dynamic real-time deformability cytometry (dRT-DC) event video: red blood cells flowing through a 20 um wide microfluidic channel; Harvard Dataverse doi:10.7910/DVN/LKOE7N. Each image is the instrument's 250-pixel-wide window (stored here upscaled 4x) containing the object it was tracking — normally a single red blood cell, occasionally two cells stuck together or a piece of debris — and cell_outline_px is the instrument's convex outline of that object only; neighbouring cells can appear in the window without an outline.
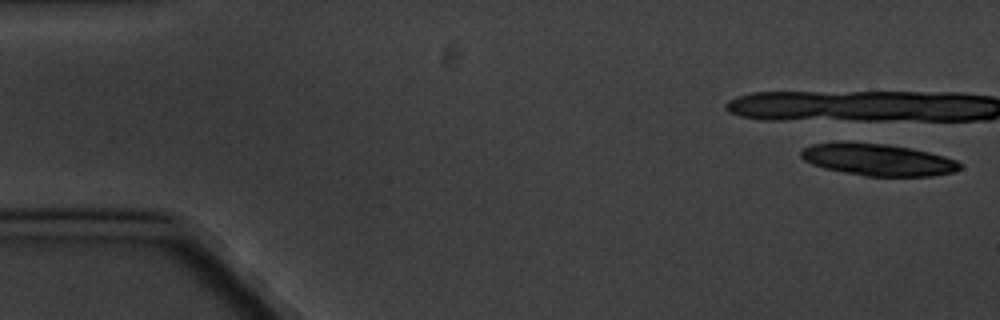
{"species": "common noctule bat (a hibernating species)", "species_latin": "Nyctalus noctula", "temperature_condition": "cold", "stored_images_in_passage": 7, "camera_frame_rate_fps": 3000, "um_per_image_px": 0.085, "animal": {"sex": "male", "body_mass_g": 20.1, "forearm_length_mm": 53.5}, "frame": {"image": 1, "passage_image": 1, "time_ms": 0.0, "image_size_px": [1000, 320], "cell_outline_px": [[960, 168], [952, 172], [932, 176], [864, 176], [824, 168], [812, 164], [804, 160], [800, 156], [800, 152], [804, 148], [812, 144], [844, 140], [888, 144], [912, 148], [944, 156], [956, 160], [960, 164]], "centroid_in_image_um": [74.56, 13.55], "position_along_channel_um": 10.4, "area_um2": 29.88}}